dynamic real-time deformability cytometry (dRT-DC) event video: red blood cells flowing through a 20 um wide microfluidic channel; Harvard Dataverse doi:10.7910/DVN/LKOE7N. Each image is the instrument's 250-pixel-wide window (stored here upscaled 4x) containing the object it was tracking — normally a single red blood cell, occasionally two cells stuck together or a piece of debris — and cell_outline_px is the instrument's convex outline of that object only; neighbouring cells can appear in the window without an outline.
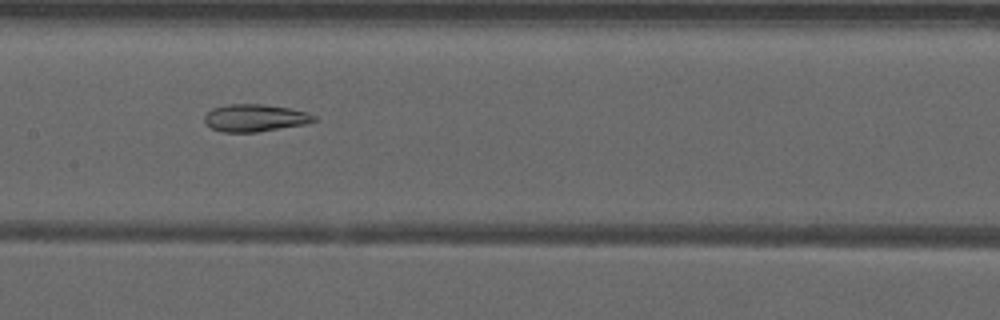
{"species": "common noctule bat (a hibernating species)", "species_latin": "Nyctalus noctula", "temperature_condition": "warm", "stored_images_in_passage": 39, "camera_frame_rate_fps": 3000, "um_per_image_px": 0.085, "animal": {"sex": "male", "forearm_length_mm": 52.5}, "frame": {"image": 1, "passage_image": 17, "time_ms": 5.333, "image_size_px": [1000, 320], "cell_outline_px": [[316, 120], [304, 124], [256, 132], [220, 132], [212, 128], [204, 120], [204, 116], [212, 108], [232, 104], [264, 104], [292, 108], [316, 116]], "centroid_in_image_um": [21.66, 10.02], "position_along_channel_um": 185.7, "area_um2": 17.28}}
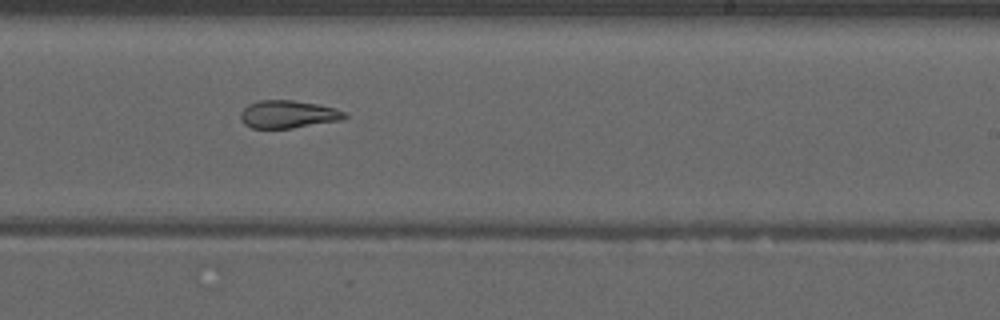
{"frame": {"image": 2, "passage_image": 23, "time_ms": 7.333, "image_size_px": [1000, 320], "cell_outline_px": [[348, 116], [340, 120], [292, 128], [252, 128], [244, 124], [240, 116], [240, 112], [248, 104], [260, 100], [292, 100], [316, 104], [336, 108], [344, 112]], "centroid_in_image_um": [24.46, 9.71], "position_along_channel_um": 264.5, "area_um2": 16.7}}
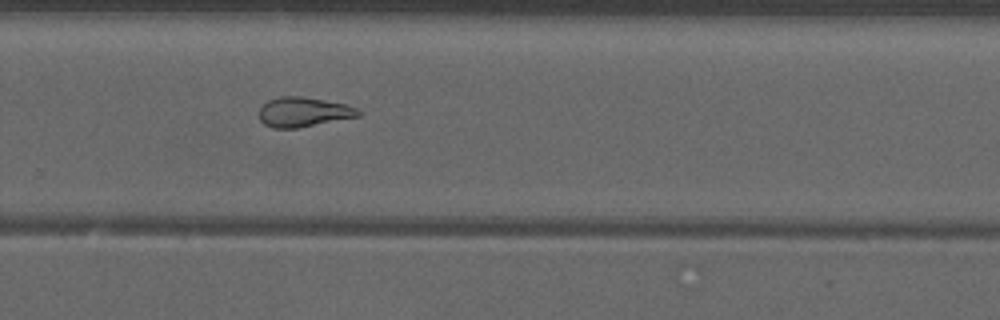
{"frame": {"image": 3, "passage_image": 26, "time_ms": 8.333, "image_size_px": [1000, 320], "cell_outline_px": [[364, 112], [360, 116], [296, 128], [272, 128], [264, 124], [260, 120], [260, 108], [268, 100], [280, 96], [304, 96], [344, 104], [356, 108]], "centroid_in_image_um": [25.8, 9.52], "position_along_channel_um": 304.0, "area_um2": 17.11}, "authors_computed_cell_mechanics": {"area_um2": 18.0914, "velocity_mm_per_s": 3.9687, "shape_relaxation_time_tau1_ms": null, "shape_relaxation_time_tau2_ms": 3.8904, "deformation_change_tau1": null, "deformation_change_tau2": 0.1256}}